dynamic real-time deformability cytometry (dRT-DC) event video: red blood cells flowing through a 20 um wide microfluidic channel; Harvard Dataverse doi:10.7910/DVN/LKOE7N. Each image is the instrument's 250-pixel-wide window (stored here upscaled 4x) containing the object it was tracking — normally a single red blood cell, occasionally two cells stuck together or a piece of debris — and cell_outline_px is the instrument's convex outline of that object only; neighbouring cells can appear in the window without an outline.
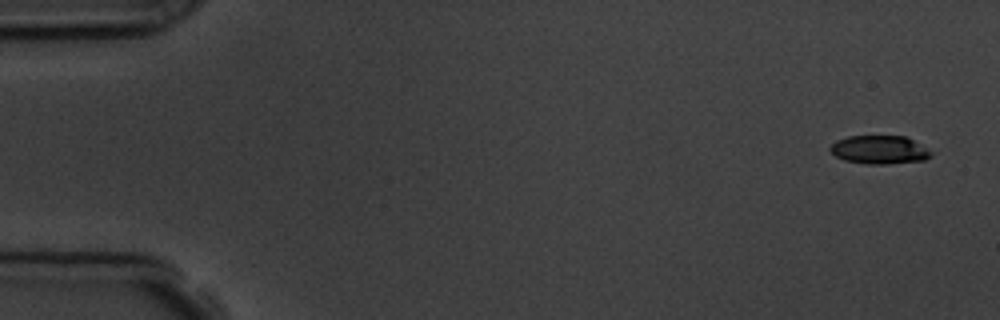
{"species": "common noctule bat (a hibernating species)", "species_latin": "Nyctalus noctula", "temperature_condition": "room temperature", "stored_images_in_passage": 5, "camera_frame_rate_fps": 3000, "um_per_image_px": 0.085, "animal": {"sex": "male", "body_mass_g": 19.5, "forearm_length_mm": 54.6}, "frame": {"image": 1, "passage_image": 1, "time_ms": 0.0, "image_size_px": [1000, 320], "cell_outline_px": [[932, 156], [924, 160], [888, 164], [864, 164], [844, 160], [836, 156], [828, 148], [836, 140], [848, 136], [904, 136], [912, 140], [932, 152]], "centroid_in_image_um": [74.72, 12.74], "position_along_channel_um": 10.3, "area_um2": 16.65}}
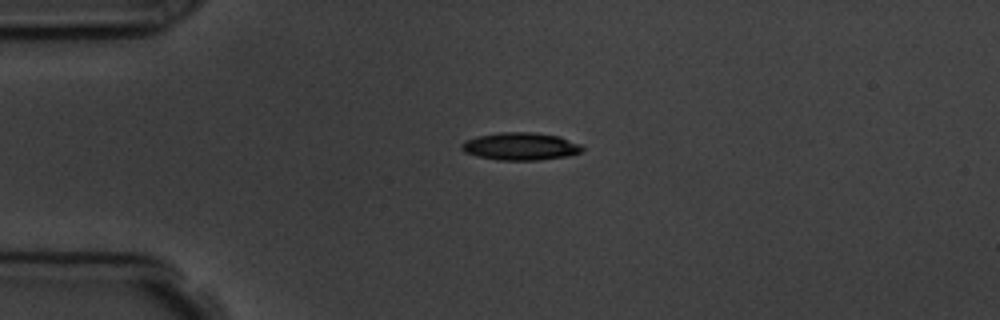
{"frame": {"image": 2, "passage_image": 4, "time_ms": 3.667, "image_size_px": [1000, 320], "cell_outline_px": [[584, 148], [580, 152], [568, 156], [540, 160], [500, 160], [476, 156], [464, 152], [460, 148], [460, 144], [464, 140], [476, 136], [500, 132], [532, 132], [560, 136], [580, 144]], "centroid_in_image_um": [44.21, 12.43], "position_along_channel_um": 40.8, "area_um2": 19.59}}